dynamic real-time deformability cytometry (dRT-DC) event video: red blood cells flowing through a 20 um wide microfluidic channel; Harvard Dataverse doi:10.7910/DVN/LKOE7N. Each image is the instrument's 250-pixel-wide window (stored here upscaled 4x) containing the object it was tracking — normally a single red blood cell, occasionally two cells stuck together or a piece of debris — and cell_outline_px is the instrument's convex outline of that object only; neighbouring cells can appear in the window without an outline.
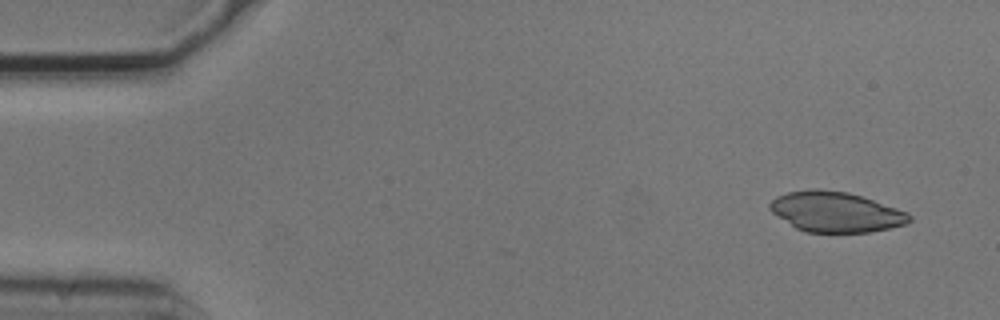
{"species": "common noctule bat (a hibernating species)", "species_latin": "Nyctalus noctula", "temperature_condition": "cold", "stored_images_in_passage": 4, "camera_frame_rate_fps": 3000, "um_per_image_px": 0.085, "animal": {"sex": "male", "body_mass_g": 20.5, "forearm_length_mm": 52.5}, "frame": {"image": 1, "passage_image": 1, "time_ms": 0.0, "image_size_px": [1000, 320], "cell_outline_px": [[912, 220], [904, 224], [888, 228], [868, 232], [804, 232], [796, 228], [772, 212], [768, 208], [768, 204], [776, 196], [788, 192], [808, 188], [816, 188], [848, 192], [908, 212], [912, 216]], "centroid_in_image_um": [71.0, 18.0], "position_along_channel_um": 14.0, "area_um2": 32.6}}